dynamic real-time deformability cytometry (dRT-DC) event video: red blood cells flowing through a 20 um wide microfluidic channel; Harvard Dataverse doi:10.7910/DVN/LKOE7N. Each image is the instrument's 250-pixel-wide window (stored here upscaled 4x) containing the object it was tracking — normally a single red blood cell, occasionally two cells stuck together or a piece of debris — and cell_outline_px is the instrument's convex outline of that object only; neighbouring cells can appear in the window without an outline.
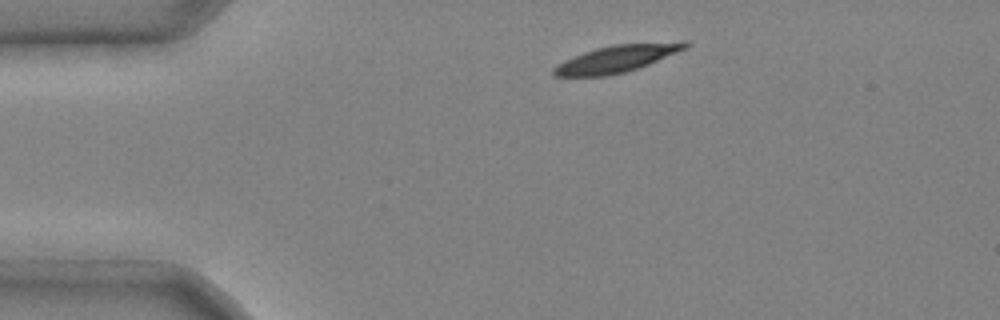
{"species": "common noctule bat (a hibernating species)", "species_latin": "Nyctalus noctula", "temperature_condition": "cold", "stored_images_in_passage": 2, "camera_frame_rate_fps": 3000, "um_per_image_px": 0.085, "animal": {"sex": "male", "body_mass_g": 20.4}, "frame": {"image": 1, "passage_image": 1, "time_ms": 0.0, "image_size_px": [1000, 320], "cell_outline_px": [[692, 44], [688, 48], [648, 64], [624, 72], [604, 76], [552, 76], [552, 68], [556, 64], [564, 60], [584, 52], [596, 48], [612, 44], [680, 40], [688, 40]], "centroid_in_image_um": [52.5, 4.95], "position_along_channel_um": 32.5, "area_um2": 21.15}}